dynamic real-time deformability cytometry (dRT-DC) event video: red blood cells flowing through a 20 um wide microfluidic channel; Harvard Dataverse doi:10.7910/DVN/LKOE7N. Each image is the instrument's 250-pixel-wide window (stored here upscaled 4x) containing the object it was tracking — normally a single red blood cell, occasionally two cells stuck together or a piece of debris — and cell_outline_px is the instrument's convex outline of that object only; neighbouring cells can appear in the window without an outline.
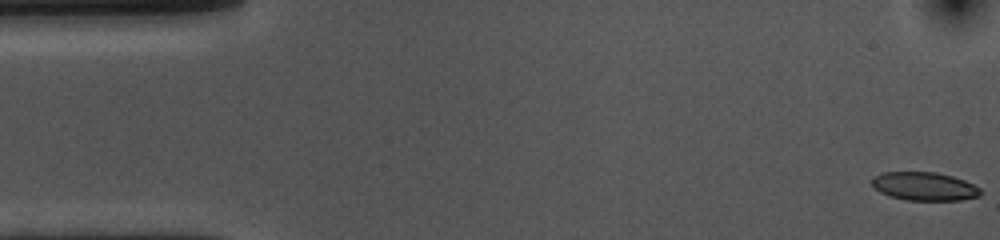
{"species": "common noctule bat (a hibernating species)", "species_latin": "Nyctalus noctula", "temperature_condition": "cold", "stored_images_in_passage": 10, "camera_frame_rate_fps": 3000, "um_per_image_px": 0.085, "animal": {"sex": "female", "body_mass_g": 10.0, "forearm_length_mm": 53.1}, "frame": {"image": 1, "passage_image": 1, "time_ms": 0.0, "image_size_px": [1000, 240], "cell_outline_px": [[980, 196], [960, 200], [908, 200], [892, 196], [880, 192], [872, 188], [872, 176], [884, 172], [936, 172], [952, 176], [964, 180], [980, 188]], "centroid_in_image_um": [78.54, 15.83], "position_along_channel_um": 6.5, "area_um2": 17.92}}